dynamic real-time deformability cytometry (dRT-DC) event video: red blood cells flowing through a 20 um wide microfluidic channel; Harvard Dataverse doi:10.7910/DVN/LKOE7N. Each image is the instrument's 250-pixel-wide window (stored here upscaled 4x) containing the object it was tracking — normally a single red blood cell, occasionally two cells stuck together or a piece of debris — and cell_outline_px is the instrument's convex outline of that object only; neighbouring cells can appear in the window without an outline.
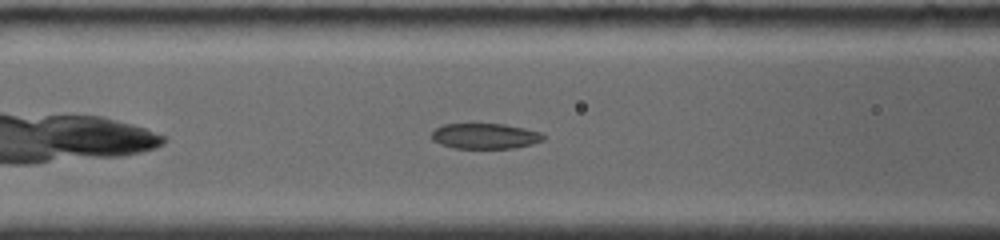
{"species": "common noctule bat (a hibernating species)", "species_latin": "Nyctalus noctula", "temperature_condition": "room temperature", "stored_images_in_passage": 9, "camera_frame_rate_fps": 4000, "um_per_image_px": 0.085, "animal": {"sex": "female", "body_mass_g": 19.0, "forearm_length_mm": 56.7}, "frame": {"image": 1, "passage_image": 7, "time_ms": 2.75, "image_size_px": [1000, 240], "cell_outline_px": [[544, 140], [532, 144], [512, 148], [452, 148], [440, 144], [432, 140], [432, 132], [436, 128], [444, 124], [504, 124], [524, 128], [540, 132], [544, 136]], "centroid_in_image_um": [41.22, 11.57], "position_along_channel_um": 125.4, "area_um2": 16.53}}